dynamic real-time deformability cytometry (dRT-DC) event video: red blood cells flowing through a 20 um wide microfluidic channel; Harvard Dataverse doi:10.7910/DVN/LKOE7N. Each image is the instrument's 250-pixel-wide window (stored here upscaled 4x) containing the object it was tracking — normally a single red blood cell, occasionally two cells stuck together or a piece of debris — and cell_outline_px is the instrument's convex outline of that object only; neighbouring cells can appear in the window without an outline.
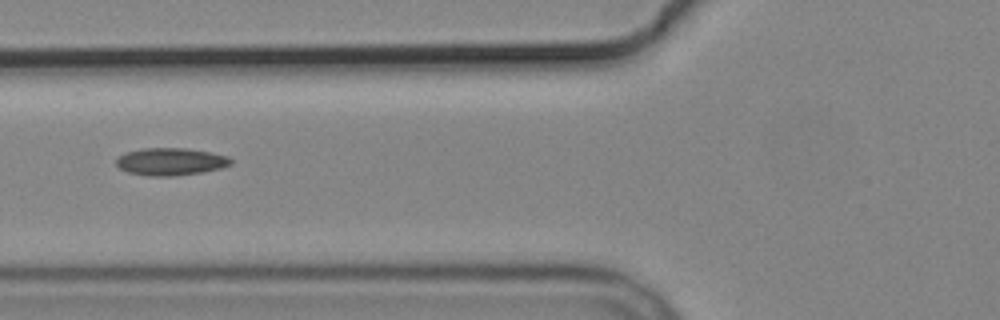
{"species": "common noctule bat (a hibernating species)", "species_latin": "Nyctalus noctula", "temperature_condition": "cold", "stored_images_in_passage": 7, "camera_frame_rate_fps": 3000, "um_per_image_px": 0.085, "animal": {"sex": "male", "body_mass_g": 19.2, "forearm_length_mm": 51.8}, "frame": {"image": 1, "passage_image": 5, "time_ms": 4.667, "image_size_px": [1000, 320], "cell_outline_px": [[232, 164], [220, 168], [204, 172], [172, 176], [148, 176], [128, 172], [120, 168], [116, 164], [116, 160], [120, 156], [128, 152], [144, 148], [188, 148], [212, 152], [228, 156], [232, 160]], "centroid_in_image_um": [14.55, 13.74], "position_along_channel_um": 111.3, "area_um2": 18.32}}
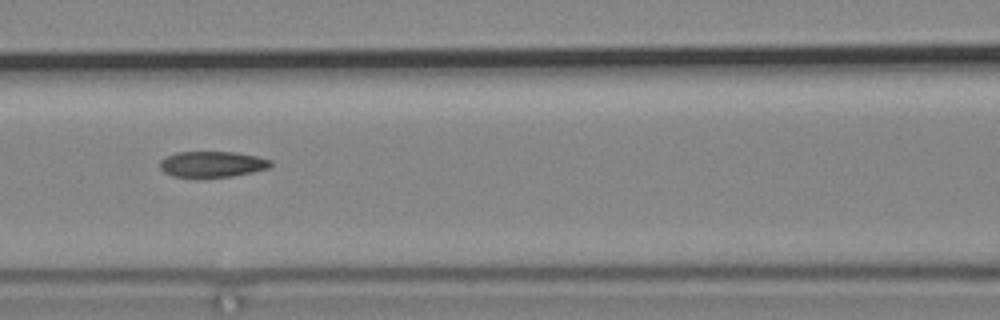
{"frame": {"image": 2, "passage_image": 6, "time_ms": 5.667, "image_size_px": [1000, 320], "cell_outline_px": [[272, 164], [268, 168], [252, 172], [232, 176], [172, 176], [164, 172], [160, 168], [160, 160], [176, 152], [236, 152], [256, 156], [272, 160]], "centroid_in_image_um": [18.05, 13.94], "position_along_channel_um": 148.6, "area_um2": 16.42}}
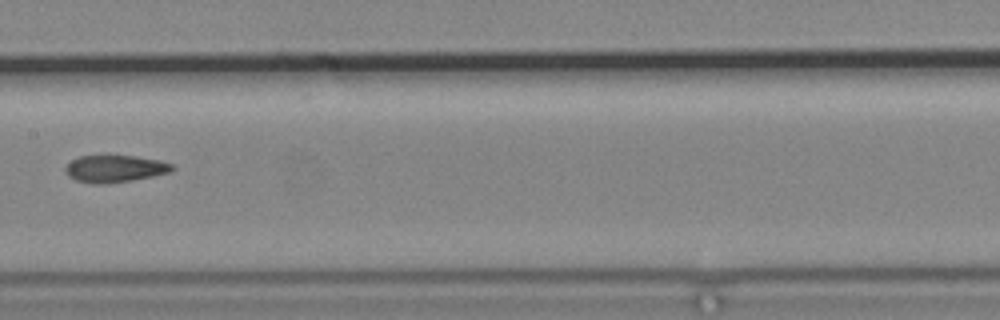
{"frame": {"image": 3, "passage_image": 7, "time_ms": 7.0, "image_size_px": [1000, 320], "cell_outline_px": [[176, 168], [172, 172], [132, 180], [108, 184], [92, 184], [76, 180], [68, 176], [64, 168], [72, 160], [80, 156], [136, 156], [160, 160], [172, 164]], "centroid_in_image_um": [9.79, 14.35], "position_along_channel_um": 197.6, "area_um2": 16.94}}